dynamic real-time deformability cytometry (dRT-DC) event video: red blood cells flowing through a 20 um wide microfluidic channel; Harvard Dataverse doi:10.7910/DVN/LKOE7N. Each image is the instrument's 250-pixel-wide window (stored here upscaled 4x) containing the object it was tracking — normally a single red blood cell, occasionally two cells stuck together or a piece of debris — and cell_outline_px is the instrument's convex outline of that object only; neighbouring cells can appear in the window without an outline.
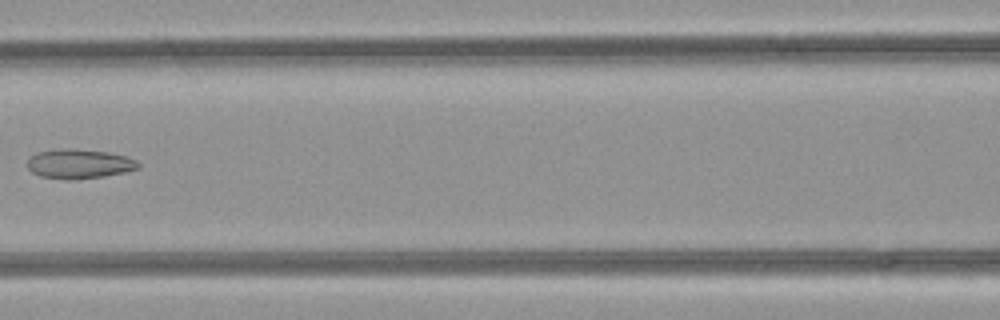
{"species": "common noctule bat (a hibernating species)", "species_latin": "Nyctalus noctula", "temperature_condition": "room temperature", "stored_images_in_passage": 6, "camera_frame_rate_fps": 3000, "um_per_image_px": 0.085, "animal": {"sex": "female", "body_mass_g": 21.9}, "frame": {"image": 1, "passage_image": 6, "time_ms": 1.667, "image_size_px": [1000, 320], "cell_outline_px": [[140, 168], [124, 172], [104, 176], [72, 180], [64, 180], [40, 176], [32, 172], [28, 168], [28, 160], [36, 152], [60, 148], [72, 148], [108, 152], [128, 156], [136, 160], [140, 164]], "centroid_in_image_um": [6.74, 13.92], "position_along_channel_um": 159.9, "area_um2": 19.25}}